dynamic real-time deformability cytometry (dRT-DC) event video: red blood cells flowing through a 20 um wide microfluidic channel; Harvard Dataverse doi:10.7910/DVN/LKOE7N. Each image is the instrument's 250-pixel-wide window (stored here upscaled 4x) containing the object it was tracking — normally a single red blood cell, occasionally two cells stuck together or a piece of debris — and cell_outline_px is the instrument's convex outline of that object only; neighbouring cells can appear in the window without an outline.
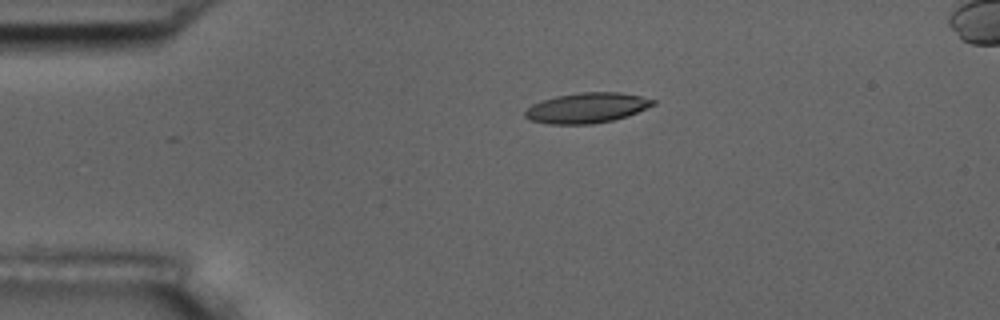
{"species": "common noctule bat (a hibernating species)", "species_latin": "Nyctalus noctula", "temperature_condition": "room temperature", "stored_images_in_passage": 6, "segment_of_instrument_passage": [1, 2], "camera_frame_rate_fps": 3000, "um_per_image_px": 0.085, "animal": {"sex": "male", "body_mass_g": 17.5, "forearm_length_mm": 52.3}, "frame": {"image": 1, "passage_image": 4, "time_ms": 3.667, "image_size_px": [1000, 320], "cell_outline_px": [[656, 104], [628, 116], [612, 120], [592, 124], [548, 124], [528, 120], [524, 116], [524, 112], [532, 104], [540, 100], [556, 96], [580, 92], [620, 92], [640, 96], [656, 100]], "centroid_in_image_um": [49.86, 9.17], "position_along_channel_um": 35.1, "area_um2": 22.72}}